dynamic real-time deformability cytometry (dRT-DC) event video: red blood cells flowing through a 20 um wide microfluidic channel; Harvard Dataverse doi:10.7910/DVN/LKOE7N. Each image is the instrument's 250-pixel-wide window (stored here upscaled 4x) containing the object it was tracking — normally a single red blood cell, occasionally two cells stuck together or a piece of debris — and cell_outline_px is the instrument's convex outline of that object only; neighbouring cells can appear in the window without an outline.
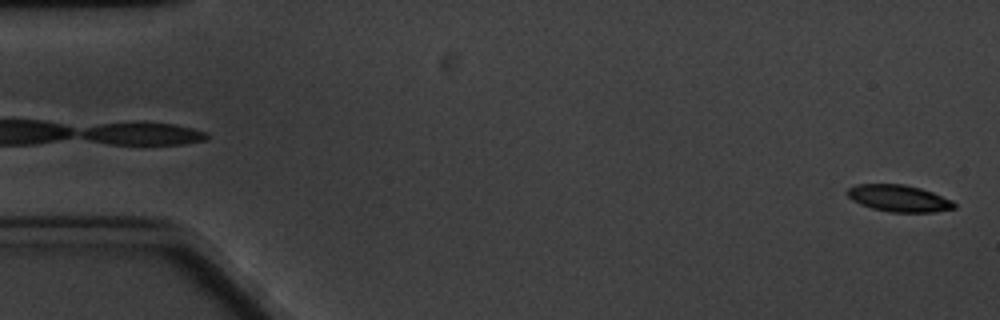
{"species": "common noctule bat (a hibernating species)", "species_latin": "Nyctalus noctula", "temperature_condition": "cold", "stored_images_in_passage": 6, "segment_of_instrument_passage": [2, 2], "camera_frame_rate_fps": 3000, "um_per_image_px": 0.085, "animal": {"sex": "male", "body_mass_g": 20.1, "forearm_length_mm": 53.5}, "frame": {"image": 1, "passage_image": 6, "time_ms": 5.667, "image_size_px": [1000, 320], "cell_outline_px": [[956, 208], [932, 212], [892, 212], [872, 208], [860, 204], [852, 200], [844, 192], [848, 188], [856, 184], [904, 184], [920, 188], [932, 192], [952, 200], [956, 204]], "centroid_in_image_um": [76.38, 16.85], "position_along_channel_um": 8.6, "area_um2": 16.7}}